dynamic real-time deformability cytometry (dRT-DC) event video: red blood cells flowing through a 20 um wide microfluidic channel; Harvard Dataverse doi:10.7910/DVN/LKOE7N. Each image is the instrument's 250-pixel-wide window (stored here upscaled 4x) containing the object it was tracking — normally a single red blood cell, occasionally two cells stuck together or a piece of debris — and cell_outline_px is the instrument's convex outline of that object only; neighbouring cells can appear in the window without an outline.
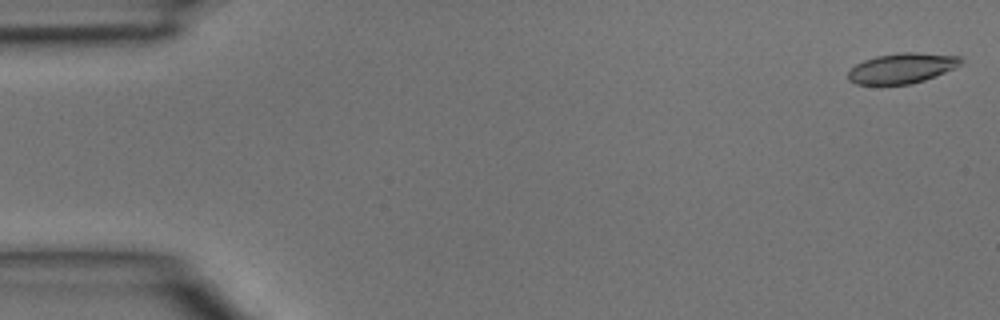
{"species": "common noctule bat (a hibernating species)", "species_latin": "Nyctalus noctula", "temperature_condition": "room temperature", "stored_images_in_passage": 5, "camera_frame_rate_fps": 3000, "um_per_image_px": 0.085, "animal": {"sex": "male", "body_mass_g": 15.6}, "frame": {"image": 1, "passage_image": 1, "time_ms": 0.0, "image_size_px": [1000, 320], "cell_outline_px": [[964, 64], [956, 68], [936, 76], [912, 84], [880, 88], [856, 84], [848, 80], [848, 72], [856, 64], [864, 60], [876, 56], [904, 52], [916, 52], [960, 56], [964, 60]], "centroid_in_image_um": [76.66, 5.85], "position_along_channel_um": 8.3, "area_um2": 20.81}}